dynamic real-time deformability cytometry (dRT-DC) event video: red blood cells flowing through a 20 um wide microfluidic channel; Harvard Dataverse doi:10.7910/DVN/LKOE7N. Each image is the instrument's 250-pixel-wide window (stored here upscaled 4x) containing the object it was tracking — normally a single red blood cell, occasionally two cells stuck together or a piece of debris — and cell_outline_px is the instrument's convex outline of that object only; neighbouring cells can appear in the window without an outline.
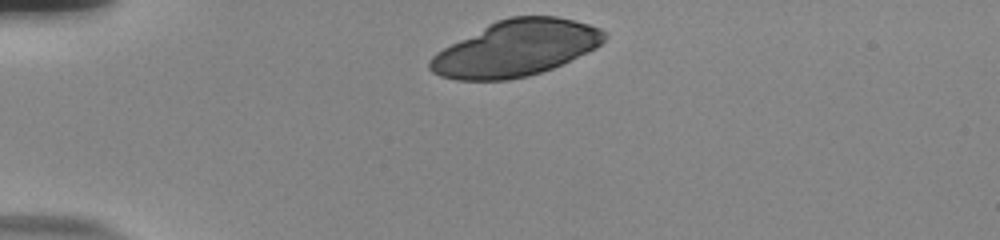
{"species": "human", "species_latin": "Homo sapiens", "temperature_condition": "room temperature", "stored_images_in_passage": 34, "camera_frame_rate_fps": 3000, "um_per_image_px": 0.085, "donor": {"sex": "male"}, "frame": {"image": 1, "passage_image": 1, "time_ms": 0.0, "image_size_px": [1000, 240], "cell_outline_px": [[608, 36], [596, 48], [552, 68], [528, 76], [508, 80], [456, 80], [440, 76], [432, 72], [428, 68], [428, 60], [436, 52], [488, 24], [496, 20], [508, 16], [556, 16], [588, 24], [600, 28], [608, 32]], "centroid_in_image_um": [43.84, 4.11], "position_along_channel_um": 41.2, "area_um2": 56.7}}